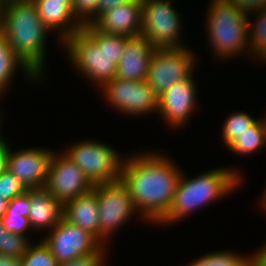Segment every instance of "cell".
Returning <instances> with one entry per match:
<instances>
[{
    "instance_id": "obj_14",
    "label": "cell",
    "mask_w": 266,
    "mask_h": 266,
    "mask_svg": "<svg viewBox=\"0 0 266 266\" xmlns=\"http://www.w3.org/2000/svg\"><path fill=\"white\" fill-rule=\"evenodd\" d=\"M194 75L186 80L175 82L159 96L158 112L169 127H184L197 106L198 88Z\"/></svg>"
},
{
    "instance_id": "obj_33",
    "label": "cell",
    "mask_w": 266,
    "mask_h": 266,
    "mask_svg": "<svg viewBox=\"0 0 266 266\" xmlns=\"http://www.w3.org/2000/svg\"><path fill=\"white\" fill-rule=\"evenodd\" d=\"M3 136H0V175L6 170L7 167V156L9 143L6 142Z\"/></svg>"
},
{
    "instance_id": "obj_18",
    "label": "cell",
    "mask_w": 266,
    "mask_h": 266,
    "mask_svg": "<svg viewBox=\"0 0 266 266\" xmlns=\"http://www.w3.org/2000/svg\"><path fill=\"white\" fill-rule=\"evenodd\" d=\"M29 221L32 230L53 229L63 218L64 205L45 188L30 189Z\"/></svg>"
},
{
    "instance_id": "obj_36",
    "label": "cell",
    "mask_w": 266,
    "mask_h": 266,
    "mask_svg": "<svg viewBox=\"0 0 266 266\" xmlns=\"http://www.w3.org/2000/svg\"><path fill=\"white\" fill-rule=\"evenodd\" d=\"M0 266H22V258L0 254Z\"/></svg>"
},
{
    "instance_id": "obj_39",
    "label": "cell",
    "mask_w": 266,
    "mask_h": 266,
    "mask_svg": "<svg viewBox=\"0 0 266 266\" xmlns=\"http://www.w3.org/2000/svg\"><path fill=\"white\" fill-rule=\"evenodd\" d=\"M6 42L5 33L3 27L0 26V47Z\"/></svg>"
},
{
    "instance_id": "obj_16",
    "label": "cell",
    "mask_w": 266,
    "mask_h": 266,
    "mask_svg": "<svg viewBox=\"0 0 266 266\" xmlns=\"http://www.w3.org/2000/svg\"><path fill=\"white\" fill-rule=\"evenodd\" d=\"M155 49L143 35L126 37V47L117 66L116 77L146 81Z\"/></svg>"
},
{
    "instance_id": "obj_15",
    "label": "cell",
    "mask_w": 266,
    "mask_h": 266,
    "mask_svg": "<svg viewBox=\"0 0 266 266\" xmlns=\"http://www.w3.org/2000/svg\"><path fill=\"white\" fill-rule=\"evenodd\" d=\"M141 0H133L100 14L91 25L99 32L126 37L141 35Z\"/></svg>"
},
{
    "instance_id": "obj_20",
    "label": "cell",
    "mask_w": 266,
    "mask_h": 266,
    "mask_svg": "<svg viewBox=\"0 0 266 266\" xmlns=\"http://www.w3.org/2000/svg\"><path fill=\"white\" fill-rule=\"evenodd\" d=\"M17 67L23 70V75L29 77L26 79H29L34 83H40V80L25 66V64L14 54L13 49L7 44V42H5L0 47V97H3L7 89H9V85L11 86Z\"/></svg>"
},
{
    "instance_id": "obj_21",
    "label": "cell",
    "mask_w": 266,
    "mask_h": 266,
    "mask_svg": "<svg viewBox=\"0 0 266 266\" xmlns=\"http://www.w3.org/2000/svg\"><path fill=\"white\" fill-rule=\"evenodd\" d=\"M266 147V119L259 120L249 130L239 135L229 147L237 155H250Z\"/></svg>"
},
{
    "instance_id": "obj_26",
    "label": "cell",
    "mask_w": 266,
    "mask_h": 266,
    "mask_svg": "<svg viewBox=\"0 0 266 266\" xmlns=\"http://www.w3.org/2000/svg\"><path fill=\"white\" fill-rule=\"evenodd\" d=\"M22 266H58V262L50 249L42 240L31 244L27 253L22 257Z\"/></svg>"
},
{
    "instance_id": "obj_9",
    "label": "cell",
    "mask_w": 266,
    "mask_h": 266,
    "mask_svg": "<svg viewBox=\"0 0 266 266\" xmlns=\"http://www.w3.org/2000/svg\"><path fill=\"white\" fill-rule=\"evenodd\" d=\"M196 62L197 56L188 47L156 48L146 81L161 96L175 82L191 77Z\"/></svg>"
},
{
    "instance_id": "obj_31",
    "label": "cell",
    "mask_w": 266,
    "mask_h": 266,
    "mask_svg": "<svg viewBox=\"0 0 266 266\" xmlns=\"http://www.w3.org/2000/svg\"><path fill=\"white\" fill-rule=\"evenodd\" d=\"M30 206V189H28L22 195H19L9 201L6 212L24 213V217H28L30 212Z\"/></svg>"
},
{
    "instance_id": "obj_25",
    "label": "cell",
    "mask_w": 266,
    "mask_h": 266,
    "mask_svg": "<svg viewBox=\"0 0 266 266\" xmlns=\"http://www.w3.org/2000/svg\"><path fill=\"white\" fill-rule=\"evenodd\" d=\"M31 244L28 237L9 232L0 220V254L22 258Z\"/></svg>"
},
{
    "instance_id": "obj_40",
    "label": "cell",
    "mask_w": 266,
    "mask_h": 266,
    "mask_svg": "<svg viewBox=\"0 0 266 266\" xmlns=\"http://www.w3.org/2000/svg\"><path fill=\"white\" fill-rule=\"evenodd\" d=\"M263 198H261V206H262V209H264L266 211V188H265V191L263 193ZM266 213V212H265Z\"/></svg>"
},
{
    "instance_id": "obj_12",
    "label": "cell",
    "mask_w": 266,
    "mask_h": 266,
    "mask_svg": "<svg viewBox=\"0 0 266 266\" xmlns=\"http://www.w3.org/2000/svg\"><path fill=\"white\" fill-rule=\"evenodd\" d=\"M45 188L64 205L91 191L94 185L68 156L63 152H55Z\"/></svg>"
},
{
    "instance_id": "obj_6",
    "label": "cell",
    "mask_w": 266,
    "mask_h": 266,
    "mask_svg": "<svg viewBox=\"0 0 266 266\" xmlns=\"http://www.w3.org/2000/svg\"><path fill=\"white\" fill-rule=\"evenodd\" d=\"M66 148L63 153L83 171L93 185L121 179L125 157H121L110 144L85 139Z\"/></svg>"
},
{
    "instance_id": "obj_30",
    "label": "cell",
    "mask_w": 266,
    "mask_h": 266,
    "mask_svg": "<svg viewBox=\"0 0 266 266\" xmlns=\"http://www.w3.org/2000/svg\"><path fill=\"white\" fill-rule=\"evenodd\" d=\"M107 251H95L79 256L70 261L58 263V266H107L105 263Z\"/></svg>"
},
{
    "instance_id": "obj_13",
    "label": "cell",
    "mask_w": 266,
    "mask_h": 266,
    "mask_svg": "<svg viewBox=\"0 0 266 266\" xmlns=\"http://www.w3.org/2000/svg\"><path fill=\"white\" fill-rule=\"evenodd\" d=\"M55 152L46 148H26L12 152L8 149L7 167L27 189L46 186Z\"/></svg>"
},
{
    "instance_id": "obj_19",
    "label": "cell",
    "mask_w": 266,
    "mask_h": 266,
    "mask_svg": "<svg viewBox=\"0 0 266 266\" xmlns=\"http://www.w3.org/2000/svg\"><path fill=\"white\" fill-rule=\"evenodd\" d=\"M63 217L70 223L93 234L99 240V209L97 185L64 204Z\"/></svg>"
},
{
    "instance_id": "obj_7",
    "label": "cell",
    "mask_w": 266,
    "mask_h": 266,
    "mask_svg": "<svg viewBox=\"0 0 266 266\" xmlns=\"http://www.w3.org/2000/svg\"><path fill=\"white\" fill-rule=\"evenodd\" d=\"M141 6V35L151 45L156 48L185 47L180 13L172 0H141Z\"/></svg>"
},
{
    "instance_id": "obj_32",
    "label": "cell",
    "mask_w": 266,
    "mask_h": 266,
    "mask_svg": "<svg viewBox=\"0 0 266 266\" xmlns=\"http://www.w3.org/2000/svg\"><path fill=\"white\" fill-rule=\"evenodd\" d=\"M227 3L232 4L238 9H241L249 15L251 12L261 10L266 7V0H225Z\"/></svg>"
},
{
    "instance_id": "obj_11",
    "label": "cell",
    "mask_w": 266,
    "mask_h": 266,
    "mask_svg": "<svg viewBox=\"0 0 266 266\" xmlns=\"http://www.w3.org/2000/svg\"><path fill=\"white\" fill-rule=\"evenodd\" d=\"M42 239L58 263L70 261L106 247L91 233L67 221L64 217Z\"/></svg>"
},
{
    "instance_id": "obj_8",
    "label": "cell",
    "mask_w": 266,
    "mask_h": 266,
    "mask_svg": "<svg viewBox=\"0 0 266 266\" xmlns=\"http://www.w3.org/2000/svg\"><path fill=\"white\" fill-rule=\"evenodd\" d=\"M97 201L99 241L106 246L115 230L127 223L137 209L127 185L121 179L97 184Z\"/></svg>"
},
{
    "instance_id": "obj_34",
    "label": "cell",
    "mask_w": 266,
    "mask_h": 266,
    "mask_svg": "<svg viewBox=\"0 0 266 266\" xmlns=\"http://www.w3.org/2000/svg\"><path fill=\"white\" fill-rule=\"evenodd\" d=\"M131 1L133 0H100L98 8V16L111 8H115L122 4H127Z\"/></svg>"
},
{
    "instance_id": "obj_28",
    "label": "cell",
    "mask_w": 266,
    "mask_h": 266,
    "mask_svg": "<svg viewBox=\"0 0 266 266\" xmlns=\"http://www.w3.org/2000/svg\"><path fill=\"white\" fill-rule=\"evenodd\" d=\"M100 0H74L73 15L82 24H91L98 17Z\"/></svg>"
},
{
    "instance_id": "obj_37",
    "label": "cell",
    "mask_w": 266,
    "mask_h": 266,
    "mask_svg": "<svg viewBox=\"0 0 266 266\" xmlns=\"http://www.w3.org/2000/svg\"><path fill=\"white\" fill-rule=\"evenodd\" d=\"M8 200H4L1 196H0V219L4 216V214L7 211L8 208Z\"/></svg>"
},
{
    "instance_id": "obj_27",
    "label": "cell",
    "mask_w": 266,
    "mask_h": 266,
    "mask_svg": "<svg viewBox=\"0 0 266 266\" xmlns=\"http://www.w3.org/2000/svg\"><path fill=\"white\" fill-rule=\"evenodd\" d=\"M27 190L25 185L8 169L0 175V196L4 200L11 201Z\"/></svg>"
},
{
    "instance_id": "obj_1",
    "label": "cell",
    "mask_w": 266,
    "mask_h": 266,
    "mask_svg": "<svg viewBox=\"0 0 266 266\" xmlns=\"http://www.w3.org/2000/svg\"><path fill=\"white\" fill-rule=\"evenodd\" d=\"M166 154L139 152L126 157L121 180L127 185L137 214L150 223H158L172 206L182 170Z\"/></svg>"
},
{
    "instance_id": "obj_17",
    "label": "cell",
    "mask_w": 266,
    "mask_h": 266,
    "mask_svg": "<svg viewBox=\"0 0 266 266\" xmlns=\"http://www.w3.org/2000/svg\"><path fill=\"white\" fill-rule=\"evenodd\" d=\"M44 25L58 32L56 38L62 44L68 37L83 29V25L73 15L74 0H32Z\"/></svg>"
},
{
    "instance_id": "obj_4",
    "label": "cell",
    "mask_w": 266,
    "mask_h": 266,
    "mask_svg": "<svg viewBox=\"0 0 266 266\" xmlns=\"http://www.w3.org/2000/svg\"><path fill=\"white\" fill-rule=\"evenodd\" d=\"M183 174L178 181L172 206L158 224L173 225L202 206L231 194L243 183V176L233 167L211 169L194 178Z\"/></svg>"
},
{
    "instance_id": "obj_35",
    "label": "cell",
    "mask_w": 266,
    "mask_h": 266,
    "mask_svg": "<svg viewBox=\"0 0 266 266\" xmlns=\"http://www.w3.org/2000/svg\"><path fill=\"white\" fill-rule=\"evenodd\" d=\"M264 245L256 252H253L254 266H266V243Z\"/></svg>"
},
{
    "instance_id": "obj_41",
    "label": "cell",
    "mask_w": 266,
    "mask_h": 266,
    "mask_svg": "<svg viewBox=\"0 0 266 266\" xmlns=\"http://www.w3.org/2000/svg\"><path fill=\"white\" fill-rule=\"evenodd\" d=\"M0 119H1V114H0ZM0 121H2V120H0ZM1 125H2V124L0 123V126H1ZM1 134H2V133H1V131H0V136H1Z\"/></svg>"
},
{
    "instance_id": "obj_2",
    "label": "cell",
    "mask_w": 266,
    "mask_h": 266,
    "mask_svg": "<svg viewBox=\"0 0 266 266\" xmlns=\"http://www.w3.org/2000/svg\"><path fill=\"white\" fill-rule=\"evenodd\" d=\"M61 47L68 53V60L76 72L101 88L116 78L117 66L126 47V36L99 32L91 24H85Z\"/></svg>"
},
{
    "instance_id": "obj_22",
    "label": "cell",
    "mask_w": 266,
    "mask_h": 266,
    "mask_svg": "<svg viewBox=\"0 0 266 266\" xmlns=\"http://www.w3.org/2000/svg\"><path fill=\"white\" fill-rule=\"evenodd\" d=\"M255 20L252 22L248 16L249 53L251 57L266 61V7L254 12ZM253 24H252V23Z\"/></svg>"
},
{
    "instance_id": "obj_24",
    "label": "cell",
    "mask_w": 266,
    "mask_h": 266,
    "mask_svg": "<svg viewBox=\"0 0 266 266\" xmlns=\"http://www.w3.org/2000/svg\"><path fill=\"white\" fill-rule=\"evenodd\" d=\"M228 117V118H227ZM222 128V140L227 148L238 139L239 135L249 130L258 120L245 111H238L229 114Z\"/></svg>"
},
{
    "instance_id": "obj_23",
    "label": "cell",
    "mask_w": 266,
    "mask_h": 266,
    "mask_svg": "<svg viewBox=\"0 0 266 266\" xmlns=\"http://www.w3.org/2000/svg\"><path fill=\"white\" fill-rule=\"evenodd\" d=\"M185 266H254V254L241 255L235 251H214L197 259Z\"/></svg>"
},
{
    "instance_id": "obj_38",
    "label": "cell",
    "mask_w": 266,
    "mask_h": 266,
    "mask_svg": "<svg viewBox=\"0 0 266 266\" xmlns=\"http://www.w3.org/2000/svg\"><path fill=\"white\" fill-rule=\"evenodd\" d=\"M7 0H0V26H3L4 9Z\"/></svg>"
},
{
    "instance_id": "obj_5",
    "label": "cell",
    "mask_w": 266,
    "mask_h": 266,
    "mask_svg": "<svg viewBox=\"0 0 266 266\" xmlns=\"http://www.w3.org/2000/svg\"><path fill=\"white\" fill-rule=\"evenodd\" d=\"M206 18L207 41L216 59L223 60L249 52V13L225 0H210ZM247 50V51H246ZM246 51V52H245Z\"/></svg>"
},
{
    "instance_id": "obj_29",
    "label": "cell",
    "mask_w": 266,
    "mask_h": 266,
    "mask_svg": "<svg viewBox=\"0 0 266 266\" xmlns=\"http://www.w3.org/2000/svg\"><path fill=\"white\" fill-rule=\"evenodd\" d=\"M0 220L5 228L14 234L28 237L26 236L28 229L32 230L29 217H24V213L6 212Z\"/></svg>"
},
{
    "instance_id": "obj_3",
    "label": "cell",
    "mask_w": 266,
    "mask_h": 266,
    "mask_svg": "<svg viewBox=\"0 0 266 266\" xmlns=\"http://www.w3.org/2000/svg\"><path fill=\"white\" fill-rule=\"evenodd\" d=\"M2 27L14 54L41 81L46 70L45 46L50 30L41 20L35 3L7 0Z\"/></svg>"
},
{
    "instance_id": "obj_10",
    "label": "cell",
    "mask_w": 266,
    "mask_h": 266,
    "mask_svg": "<svg viewBox=\"0 0 266 266\" xmlns=\"http://www.w3.org/2000/svg\"><path fill=\"white\" fill-rule=\"evenodd\" d=\"M103 98L116 112L127 116H142L156 113L159 109V96L147 81H130L114 78L101 88Z\"/></svg>"
}]
</instances>
